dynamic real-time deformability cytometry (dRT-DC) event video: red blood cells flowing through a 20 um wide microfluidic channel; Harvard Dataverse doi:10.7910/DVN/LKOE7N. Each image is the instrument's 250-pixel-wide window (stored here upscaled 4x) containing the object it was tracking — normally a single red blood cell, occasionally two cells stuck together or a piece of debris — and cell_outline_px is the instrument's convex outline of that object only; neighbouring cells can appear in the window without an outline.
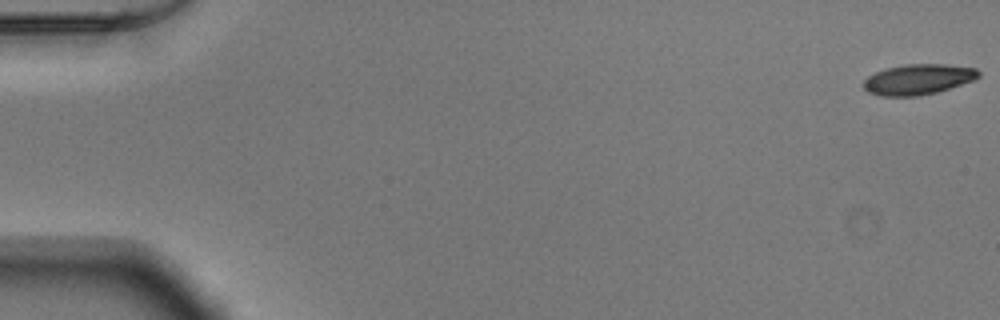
{"species": "Egyptian fruit bat (a non-hibernating species)", "species_latin": "Rousettus aegyptiacus", "temperature_condition": "warm", "stored_images_in_passage": 53, "camera_frame_rate_fps": 3000, "um_per_image_px": 0.085, "animal": {"sex": "male"}, "frame": {"image": 1, "passage_image": 1, "time_ms": 0.0, "image_size_px": [1000, 320], "cell_outline_px": [[980, 76], [976, 80], [936, 92], [916, 96], [880, 96], [868, 92], [864, 88], [864, 80], [868, 76], [884, 68], [904, 64], [944, 64], [976, 68], [980, 72]], "centroid_in_image_um": [78.05, 6.74], "position_along_channel_um": 6.9, "area_um2": 20.52}}
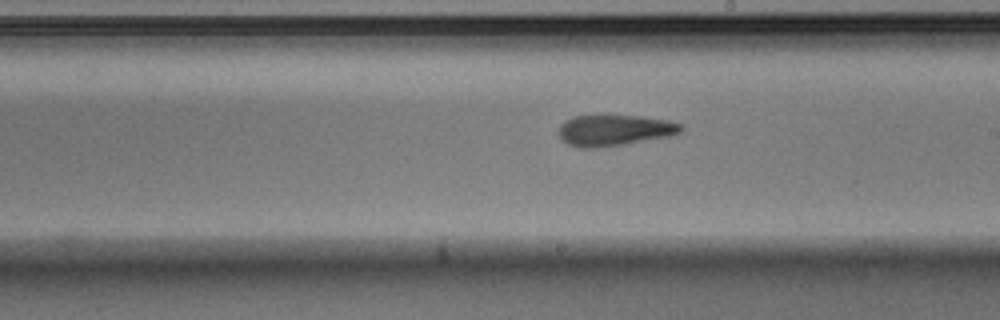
{"frame": {"image": 2, "passage_image": 31, "time_ms": 10.0, "image_size_px": [1000, 320], "cell_outline_px": [[684, 128], [680, 132], [668, 136], [624, 144], [600, 148], [580, 148], [568, 144], [560, 140], [556, 132], [560, 124], [564, 120], [572, 116], [604, 112], [640, 116], [668, 120], [684, 124]], "centroid_in_image_um": [52.14, 11.02], "position_along_channel_um": 236.9, "area_um2": 23.35}}
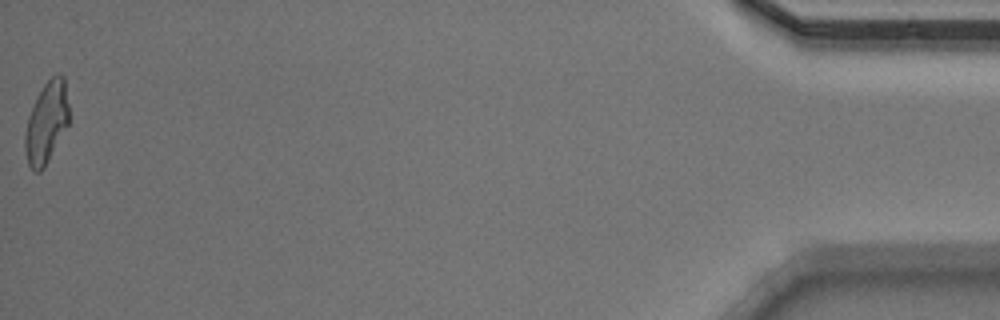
{"frame": {"image": 3, "passage_image": 53, "time_ms": 17.333, "image_size_px": [1000, 320], "cell_outline_px": [[68, 124], [44, 168], [40, 172], [36, 172], [28, 164], [24, 148], [24, 132], [28, 116], [36, 96], [44, 84], [56, 72], [60, 72], [64, 76], [68, 104]], "centroid_in_image_um": [3.93, 10.38], "position_along_channel_um": 431.3, "area_um2": 20.92}, "authors_computed_cell_mechanics": {"area_um2": 21.4438, "velocity_mm_per_s": 3.9178, "shape_relaxation_time_tau1_ms": 4.3964, "shape_relaxation_time_tau2_ms": 2.313, "deformation_change_tau1": 0.189, "deformation_change_tau2": 0.129}}